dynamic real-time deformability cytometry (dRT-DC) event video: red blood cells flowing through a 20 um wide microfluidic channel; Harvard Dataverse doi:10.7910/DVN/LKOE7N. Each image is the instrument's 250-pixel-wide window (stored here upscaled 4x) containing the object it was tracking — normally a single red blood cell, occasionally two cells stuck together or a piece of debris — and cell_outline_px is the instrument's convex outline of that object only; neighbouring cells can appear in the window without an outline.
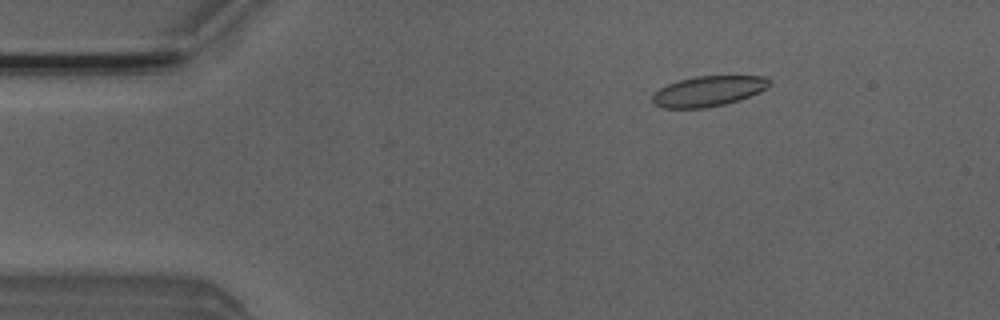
{"species": "Egyptian fruit bat (a non-hibernating species)", "species_latin": "Rousettus aegyptiacus", "temperature_condition": "room temperature", "stored_images_in_passage": 18, "camera_frame_rate_fps": 3000, "um_per_image_px": 0.085, "animal": {"sex": "male"}, "frame": {"image": 1, "passage_image": 1, "time_ms": 0.0, "image_size_px": [1000, 320], "cell_outline_px": [[772, 84], [748, 96], [724, 104], [704, 108], [664, 108], [652, 104], [652, 96], [660, 88], [668, 84], [680, 80], [696, 76], [764, 76], [772, 80]], "centroid_in_image_um": [60.18, 7.74], "position_along_channel_um": 24.8, "area_um2": 20.4}}
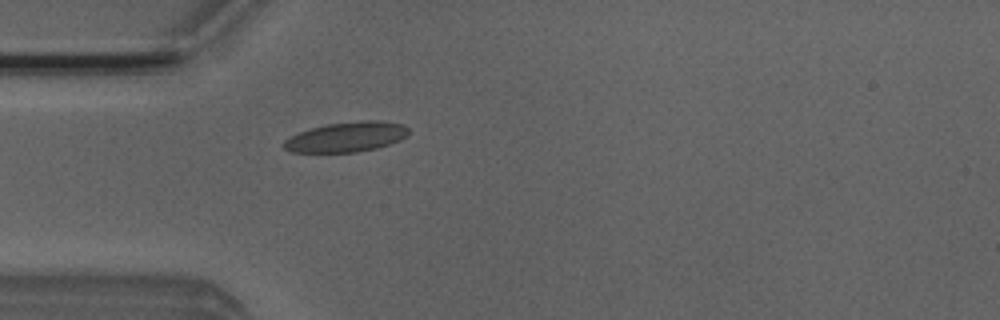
{"frame": {"image": 2, "passage_image": 8, "time_ms": 2.333, "image_size_px": [1000, 320], "cell_outline_px": [[408, 136], [400, 140], [376, 148], [356, 152], [292, 152], [284, 148], [284, 140], [300, 132], [312, 128], [328, 124], [360, 120], [380, 120], [404, 124], [408, 128]], "centroid_in_image_um": [29.5, 11.63], "position_along_channel_um": 55.5, "area_um2": 21.68}}
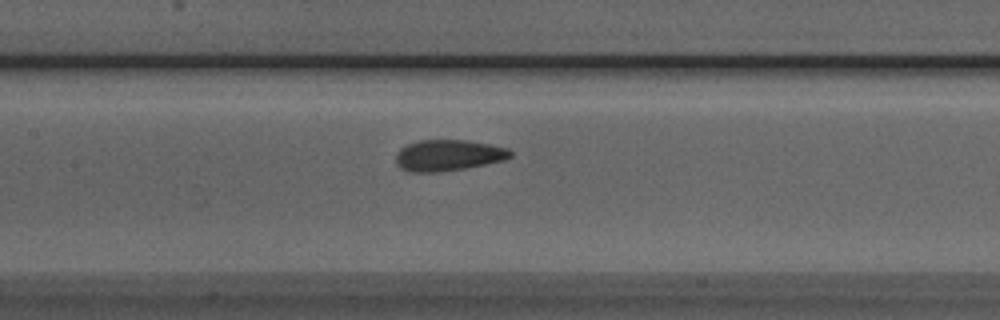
{"frame": {"image": 3, "passage_image": 17, "time_ms": 5.333, "image_size_px": [1000, 320], "cell_outline_px": [[512, 156], [504, 160], [464, 168], [440, 172], [408, 172], [400, 168], [396, 164], [396, 152], [400, 148], [408, 144], [420, 140], [468, 140], [508, 148], [512, 152]], "centroid_in_image_um": [38.07, 13.2], "position_along_channel_um": 169.3, "area_um2": 20.81}}